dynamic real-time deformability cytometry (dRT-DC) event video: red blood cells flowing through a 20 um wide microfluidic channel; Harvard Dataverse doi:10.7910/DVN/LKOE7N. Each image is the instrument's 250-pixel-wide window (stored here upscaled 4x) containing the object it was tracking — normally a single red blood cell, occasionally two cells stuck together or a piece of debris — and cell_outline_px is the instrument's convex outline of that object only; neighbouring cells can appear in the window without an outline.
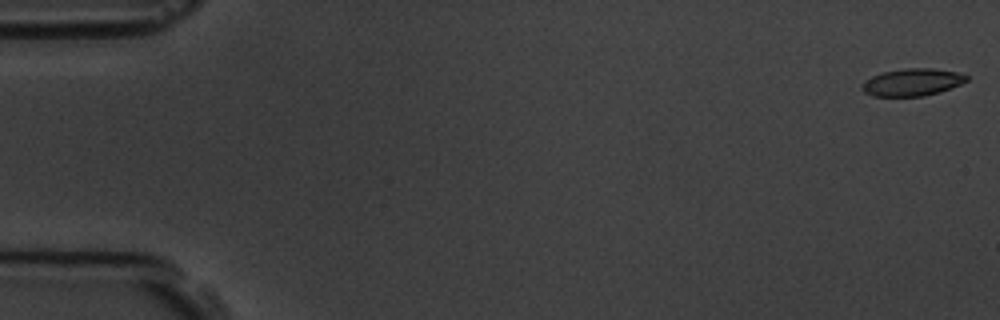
{"species": "common noctule bat (a hibernating species)", "species_latin": "Nyctalus noctula", "temperature_condition": "room temperature", "stored_images_in_passage": 57, "camera_frame_rate_fps": 3000, "um_per_image_px": 0.085, "animal": {"sex": "male", "body_mass_g": 19.5, "forearm_length_mm": 54.6}, "frame": {"image": 1, "passage_image": 1, "time_ms": 0.0, "image_size_px": [1000, 320], "cell_outline_px": [[968, 80], [960, 84], [940, 92], [924, 96], [872, 96], [864, 92], [860, 88], [860, 84], [864, 80], [880, 72], [904, 68], [932, 68], [956, 72], [968, 76]], "centroid_in_image_um": [77.48, 6.99], "position_along_channel_um": 7.5, "area_um2": 16.82}}
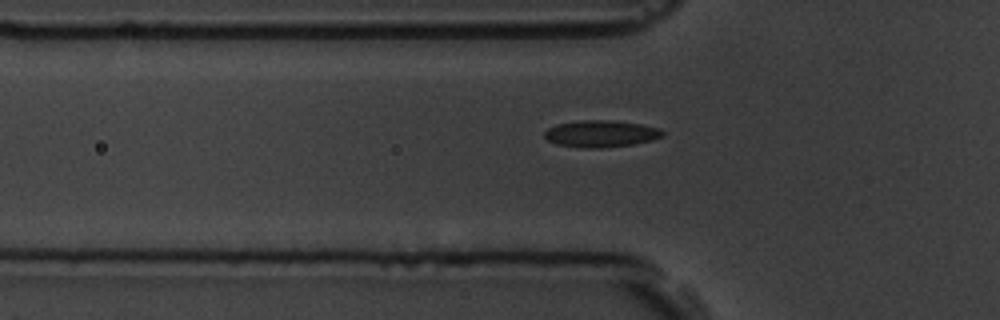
{"frame": {"image": 2, "passage_image": 19, "time_ms": 6.0, "image_size_px": [1000, 320], "cell_outline_px": [[664, 136], [652, 140], [632, 144], [600, 148], [580, 148], [556, 144], [548, 140], [544, 136], [544, 132], [548, 128], [556, 124], [584, 120], [612, 120], [640, 124], [660, 128], [664, 132]], "centroid_in_image_um": [51.07, 11.37], "position_along_channel_um": 74.7, "area_um2": 18.5}}
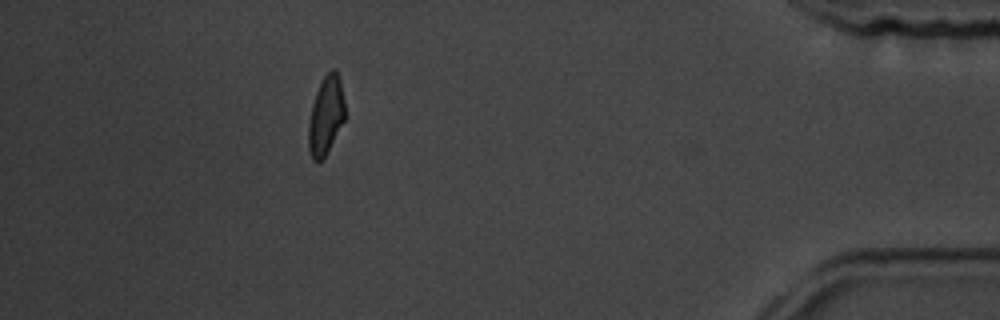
{"frame": {"image": 3, "passage_image": 51, "time_ms": 16.667, "image_size_px": [1000, 320], "cell_outline_px": [[344, 120], [324, 156], [320, 160], [312, 160], [308, 148], [308, 124], [312, 104], [316, 92], [324, 76], [332, 68], [336, 68], [340, 76], [344, 100]], "centroid_in_image_um": [27.69, 9.76], "position_along_channel_um": 407.5, "area_um2": 16.47}, "authors_computed_cell_mechanics": {"area_um2": 17.6868, "velocity_mm_per_s": 3.6144, "shape_relaxation_time_tau1_ms": 5.3739, "shape_relaxation_time_tau2_ms": 1.4843, "deformation_change_tau1": 0.1504, "deformation_change_tau2": 0.0736}}